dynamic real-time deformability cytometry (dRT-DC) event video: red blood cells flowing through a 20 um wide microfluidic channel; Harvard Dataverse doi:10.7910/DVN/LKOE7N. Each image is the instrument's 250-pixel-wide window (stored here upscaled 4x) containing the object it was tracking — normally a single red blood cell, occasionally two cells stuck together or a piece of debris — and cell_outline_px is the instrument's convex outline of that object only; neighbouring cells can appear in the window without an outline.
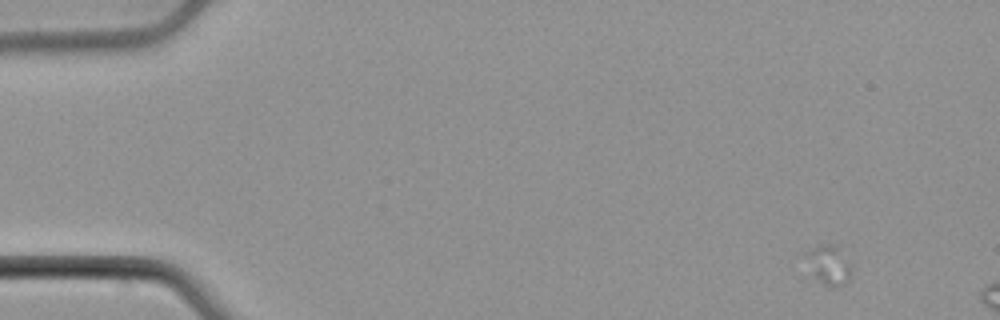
{"species": "common noctule bat (a hibernating species)", "species_latin": "Nyctalus noctula", "temperature_condition": "cold", "stored_images_in_passage": 8, "camera_frame_rate_fps": 3000, "um_per_image_px": 0.085, "animal": {"sex": "male", "body_mass_g": 21.5, "forearm_length_mm": 52.0}, "frame": {"image": 1, "passage_image": 1, "time_ms": 0.0, "image_size_px": [1000, 320], "cell_outline_px": [[852, 272], [848, 280], [836, 288], [832, 288], [824, 284], [812, 272], [804, 256], [804, 252], [808, 248], [820, 244], [836, 244], [852, 264]], "centroid_in_image_um": [70.46, 22.47], "position_along_channel_um": 14.5, "area_um2": 10.69}}